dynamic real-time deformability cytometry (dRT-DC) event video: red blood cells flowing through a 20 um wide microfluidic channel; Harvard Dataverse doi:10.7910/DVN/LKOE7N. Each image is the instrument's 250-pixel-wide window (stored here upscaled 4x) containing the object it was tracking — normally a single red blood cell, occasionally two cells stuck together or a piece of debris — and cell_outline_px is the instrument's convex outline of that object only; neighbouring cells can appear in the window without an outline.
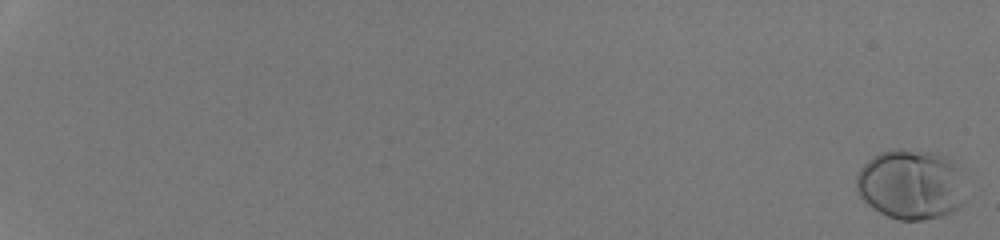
{"species": "human", "species_latin": "Homo sapiens", "temperature_condition": "room temperature", "stored_images_in_passage": 54, "camera_frame_rate_fps": 3000, "um_per_image_px": 0.085, "donor": {"sex": "male"}, "frame": {"image": 1, "passage_image": 1, "time_ms": 0.0, "image_size_px": [1000, 240], "cell_outline_px": [[964, 204], [940, 216], [924, 220], [900, 220], [888, 216], [880, 212], [868, 204], [860, 196], [856, 188], [856, 176], [860, 168], [868, 160], [880, 152], [900, 148], [932, 152], [944, 156], [952, 160], [964, 200]], "centroid_in_image_um": [77.34, 15.68], "position_along_channel_um": 7.7, "area_um2": 43.75}}
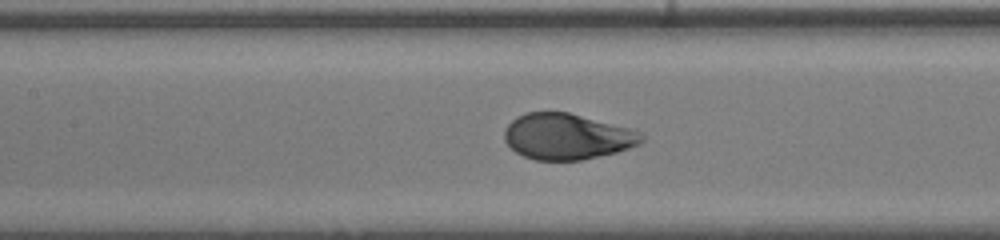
{"frame": {"image": 2, "passage_image": 31, "time_ms": 10.0, "image_size_px": [1000, 240], "cell_outline_px": [[644, 140], [640, 144], [616, 152], [580, 160], [536, 160], [524, 156], [516, 152], [504, 140], [504, 128], [516, 116], [528, 112], [568, 112], [628, 128], [640, 132], [644, 136]], "centroid_in_image_um": [48.17, 11.6], "position_along_channel_um": 159.2, "area_um2": 36.47}}
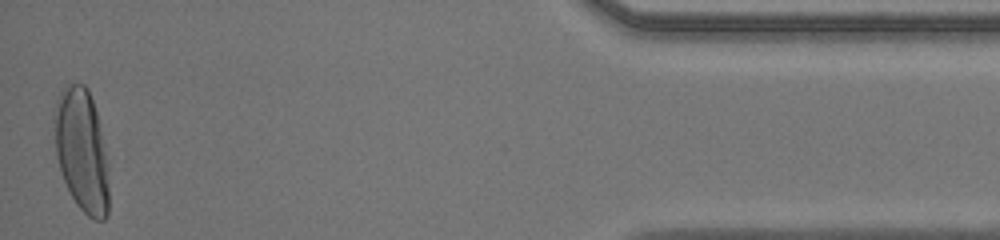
{"frame": {"image": 3, "passage_image": 54, "time_ms": 17.667, "image_size_px": [1000, 240], "cell_outline_px": [[108, 216], [104, 220], [96, 220], [88, 216], [76, 204], [60, 172], [56, 156], [52, 116], [56, 100], [60, 92], [68, 84], [84, 84], [88, 88], [96, 112], [108, 164]], "centroid_in_image_um": [6.92, 12.78], "position_along_channel_um": 428.3, "area_um2": 39.3}, "authors_computed_cell_mechanics": {"area_um2": 38.2636, "velocity_mm_per_s": 4.2542, "shape_relaxation_time_tau1_ms": 2.1905, "shape_relaxation_time_tau2_ms": null, "deformation_change_tau1": 0.1609, "deformation_change_tau2": null}}